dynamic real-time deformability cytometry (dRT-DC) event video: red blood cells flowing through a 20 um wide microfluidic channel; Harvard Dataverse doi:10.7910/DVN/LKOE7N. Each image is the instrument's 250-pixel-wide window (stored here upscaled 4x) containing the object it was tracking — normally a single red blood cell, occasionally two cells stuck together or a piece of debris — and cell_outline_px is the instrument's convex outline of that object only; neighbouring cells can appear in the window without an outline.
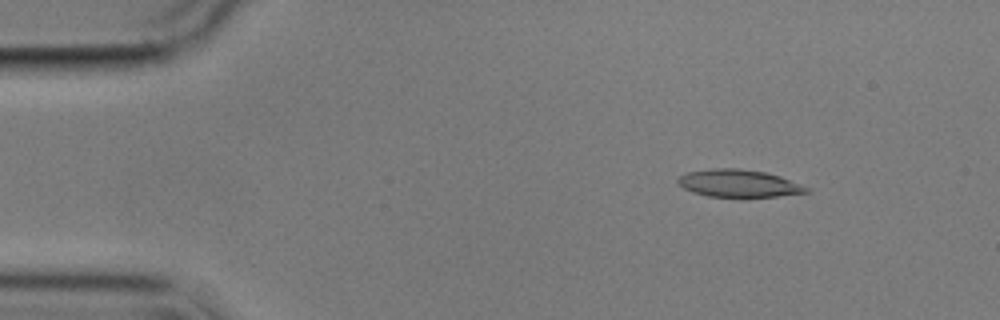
{"species": "common noctule bat (a hibernating species)", "species_latin": "Nyctalus noctula", "temperature_condition": "cold", "stored_images_in_passage": 7, "camera_frame_rate_fps": 3000, "um_per_image_px": 0.085, "animal": {"sex": "male", "body_mass_g": 17.9}, "frame": {"image": 1, "passage_image": 2, "time_ms": 1.333, "image_size_px": [1000, 320], "cell_outline_px": [[812, 192], [740, 200], [708, 196], [692, 192], [684, 188], [676, 180], [680, 176], [688, 172], [712, 168], [736, 168], [764, 172], [780, 176], [812, 188]], "centroid_in_image_um": [62.84, 15.63], "position_along_channel_um": 22.2, "area_um2": 21.39}}
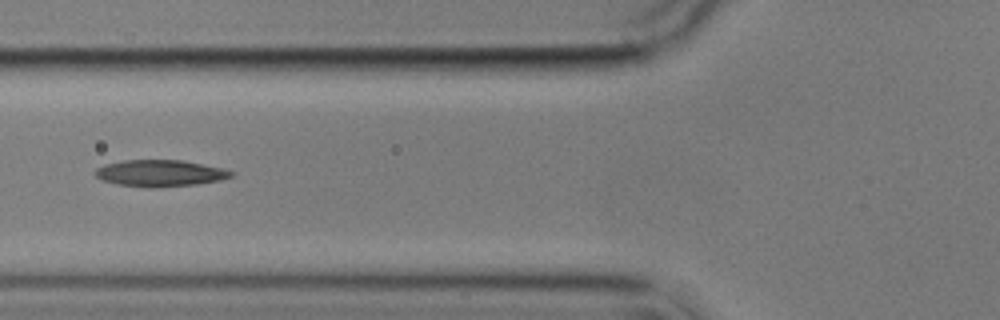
{"frame": {"image": 2, "passage_image": 6, "time_ms": 6.0, "image_size_px": [1000, 320], "cell_outline_px": [[236, 172], [232, 176], [220, 180], [196, 184], [156, 188], [148, 188], [116, 184], [104, 180], [96, 176], [92, 172], [96, 168], [104, 164], [124, 160], [180, 160], [220, 168]], "centroid_in_image_um": [13.56, 14.73], "position_along_channel_um": 112.2, "area_um2": 21.04}}
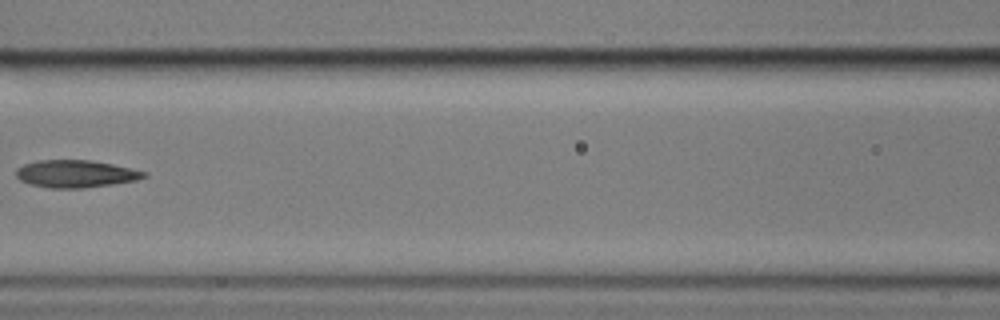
{"frame": {"image": 3, "passage_image": 7, "time_ms": 7.333, "image_size_px": [1000, 320], "cell_outline_px": [[148, 176], [136, 180], [112, 184], [84, 188], [48, 188], [32, 184], [20, 180], [16, 176], [16, 168], [24, 164], [40, 160], [88, 160], [112, 164], [148, 172]], "centroid_in_image_um": [6.44, 14.77], "position_along_channel_um": 160.2, "area_um2": 20.35}}